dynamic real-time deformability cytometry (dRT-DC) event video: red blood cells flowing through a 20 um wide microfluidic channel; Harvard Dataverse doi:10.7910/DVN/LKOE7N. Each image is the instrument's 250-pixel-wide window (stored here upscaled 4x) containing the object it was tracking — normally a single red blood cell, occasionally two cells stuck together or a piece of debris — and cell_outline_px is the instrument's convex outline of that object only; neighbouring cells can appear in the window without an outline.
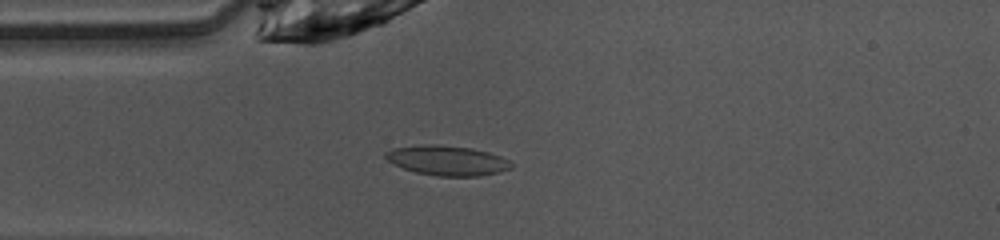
{"species": "common noctule bat (a hibernating species)", "species_latin": "Nyctalus noctula", "temperature_condition": "warm", "stored_images_in_passage": 42, "camera_frame_rate_fps": 3000, "um_per_image_px": 0.085, "animal": {"sex": "female", "body_mass_g": 10.0, "forearm_length_mm": 53.1}, "frame": {"image": 1, "passage_image": 11, "time_ms": 3.333, "image_size_px": [1000, 240], "cell_outline_px": [[512, 168], [500, 172], [480, 176], [436, 176], [416, 172], [404, 168], [388, 160], [384, 156], [384, 152], [392, 148], [424, 144], [436, 144], [472, 148], [488, 152], [500, 156], [508, 160], [512, 164]], "centroid_in_image_um": [38.02, 13.64], "position_along_channel_um": 47.0, "area_um2": 21.85}}
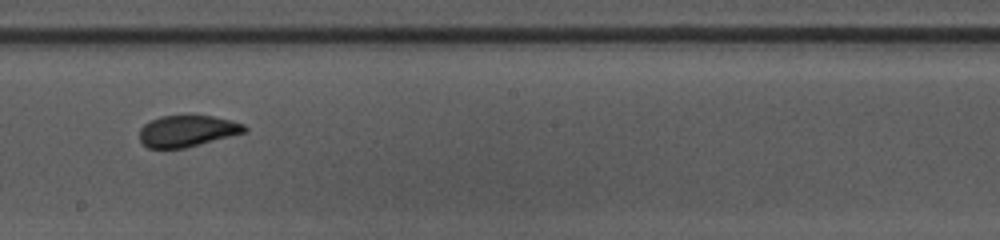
{"frame": {"image": 2, "passage_image": 25, "time_ms": 8.0, "image_size_px": [1000, 240], "cell_outline_px": [[248, 128], [244, 132], [200, 144], [184, 148], [148, 148], [140, 140], [140, 128], [144, 124], [160, 116], [212, 116], [232, 120], [244, 124]], "centroid_in_image_um": [15.91, 11.13], "position_along_channel_um": 232.3, "area_um2": 18.96}}
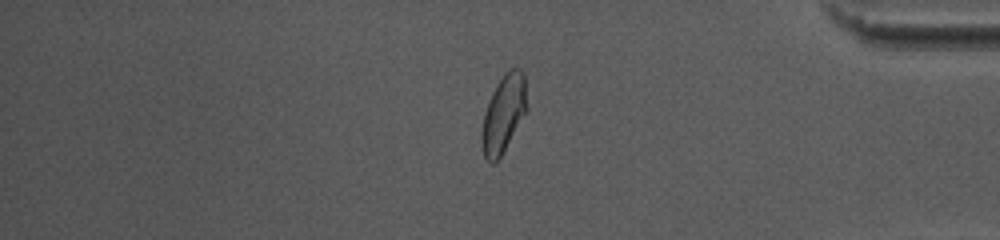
{"frame": {"image": 3, "passage_image": 39, "time_ms": 12.667, "image_size_px": [1000, 240], "cell_outline_px": [[528, 108], [500, 156], [492, 164], [484, 156], [480, 144], [480, 132], [484, 112], [492, 92], [504, 72], [508, 68], [520, 68], [524, 72]], "centroid_in_image_um": [42.79, 9.62], "position_along_channel_um": 392.4, "area_um2": 20.46}, "authors_computed_cell_mechanics": {"area_um2": 20.1722, "velocity_mm_per_s": 4.0799, "shape_relaxation_time_tau1_ms": 9.0042, "shape_relaxation_time_tau2_ms": 1.1098, "deformation_change_tau1": 0.1866, "deformation_change_tau2": 0.057}}